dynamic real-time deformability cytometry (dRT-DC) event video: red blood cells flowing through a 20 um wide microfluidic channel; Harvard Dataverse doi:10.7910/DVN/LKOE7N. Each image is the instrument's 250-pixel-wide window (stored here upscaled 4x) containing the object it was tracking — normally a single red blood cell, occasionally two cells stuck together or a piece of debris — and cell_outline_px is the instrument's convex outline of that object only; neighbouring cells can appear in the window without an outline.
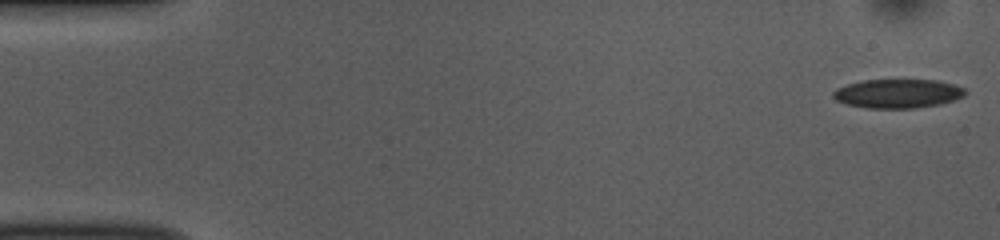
{"species": "common noctule bat (a hibernating species)", "species_latin": "Nyctalus noctula", "temperature_condition": "room temperature", "stored_images_in_passage": 54, "camera_frame_rate_fps": 3000, "um_per_image_px": 0.085, "animal": {"sex": "female", "body_mass_g": 10.0, "forearm_length_mm": 53.1}, "frame": {"image": 1, "passage_image": 1, "time_ms": 0.0, "image_size_px": [1000, 240], "cell_outline_px": [[968, 92], [964, 96], [940, 104], [916, 108], [868, 108], [848, 104], [836, 100], [832, 96], [832, 92], [836, 88], [848, 84], [864, 80], [936, 80], [952, 84], [964, 88]], "centroid_in_image_um": [76.31, 7.95], "position_along_channel_um": 8.7, "area_um2": 22.2}}
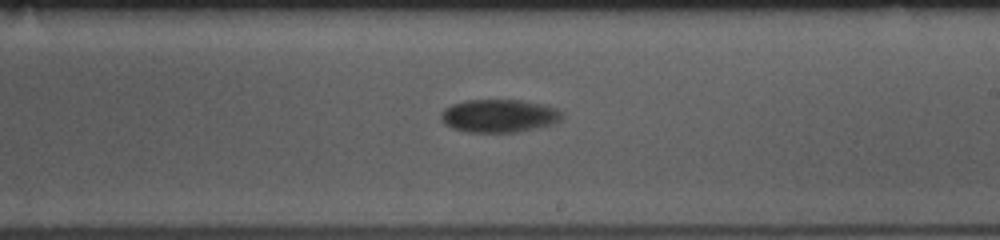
{"frame": {"image": 2, "passage_image": 31, "time_ms": 10.0, "image_size_px": [1000, 240], "cell_outline_px": [[564, 112], [560, 120], [556, 124], [516, 132], [468, 132], [452, 128], [444, 124], [440, 120], [440, 112], [444, 108], [452, 104], [468, 100], [520, 100], [544, 104], [556, 108]], "centroid_in_image_um": [42.42, 9.85], "position_along_channel_um": 246.6, "area_um2": 23.58}}
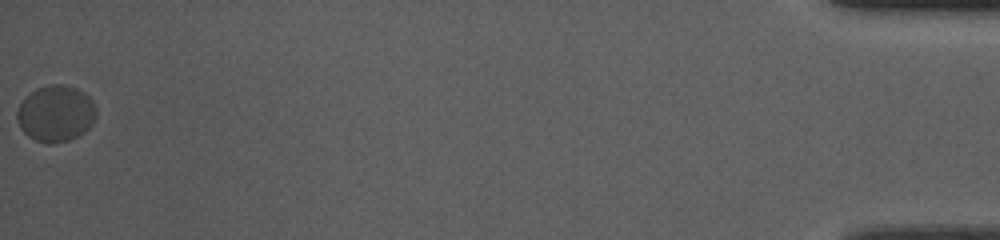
{"frame": {"image": 3, "passage_image": 54, "time_ms": 17.667, "image_size_px": [1000, 240], "cell_outline_px": [[96, 116], [92, 124], [84, 132], [68, 140], [48, 144], [36, 140], [28, 136], [20, 128], [16, 116], [16, 112], [24, 96], [28, 92], [36, 88], [48, 84], [64, 84], [76, 88], [84, 92], [92, 100], [96, 108]], "centroid_in_image_um": [4.72, 9.62], "position_along_channel_um": 430.5, "area_um2": 26.24}, "authors_computed_cell_mechanics": {"area_um2": 23.3801, "velocity_mm_per_s": 3.6837, "shape_relaxation_time_tau1_ms": 4.6261, "shape_relaxation_time_tau2_ms": null, "deformation_change_tau1": 0.0833, "deformation_change_tau2": null}}